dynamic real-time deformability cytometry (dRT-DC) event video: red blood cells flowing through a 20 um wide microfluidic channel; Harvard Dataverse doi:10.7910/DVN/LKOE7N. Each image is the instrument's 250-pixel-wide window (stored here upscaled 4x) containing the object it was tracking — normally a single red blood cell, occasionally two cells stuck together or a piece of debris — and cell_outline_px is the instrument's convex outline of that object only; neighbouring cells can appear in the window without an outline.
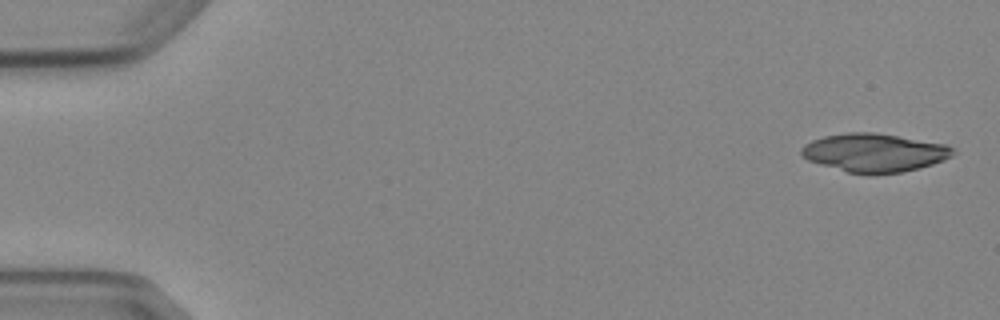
{"species": "Egyptian fruit bat (a non-hibernating species)", "species_latin": "Rousettus aegyptiacus", "temperature_condition": "cold", "stored_images_in_passage": 4, "camera_frame_rate_fps": 3000, "um_per_image_px": 0.085, "animal": {"sex": "female"}, "frame": {"image": 1, "passage_image": 1, "time_ms": 0.0, "image_size_px": [1000, 320], "cell_outline_px": [[956, 152], [952, 156], [944, 160], [920, 168], [900, 172], [848, 172], [820, 164], [808, 160], [800, 152], [800, 148], [804, 144], [812, 140], [824, 136], [848, 132], [876, 132], [948, 144]], "centroid_in_image_um": [74.34, 12.94], "position_along_channel_um": 10.7, "area_um2": 33.58}}